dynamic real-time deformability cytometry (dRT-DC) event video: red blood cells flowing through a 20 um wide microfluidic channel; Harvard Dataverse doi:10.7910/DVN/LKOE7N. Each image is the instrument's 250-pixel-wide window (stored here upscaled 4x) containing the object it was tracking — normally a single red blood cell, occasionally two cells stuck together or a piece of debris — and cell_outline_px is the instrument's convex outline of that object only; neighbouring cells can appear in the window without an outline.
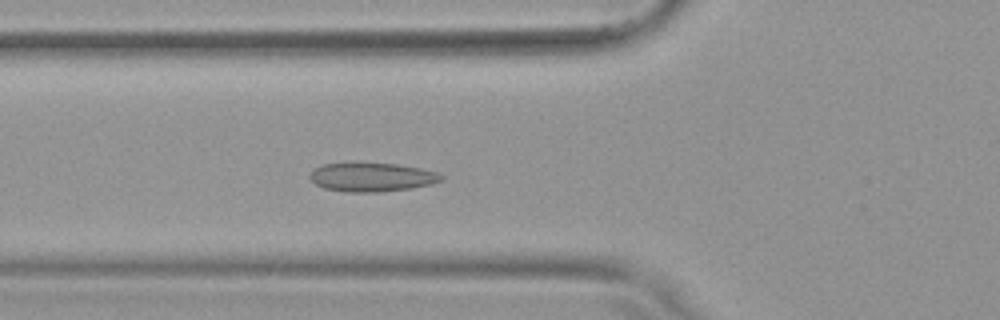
{"species": "common noctule bat (a hibernating species)", "species_latin": "Nyctalus noctula", "temperature_condition": "warm", "stored_images_in_passage": 47, "camera_frame_rate_fps": 3000, "um_per_image_px": 0.085, "animal": {"sex": "female", "body_mass_g": 19.9}, "frame": {"image": 1, "passage_image": 12, "time_ms": 3.667, "image_size_px": [1000, 320], "cell_outline_px": [[444, 180], [432, 184], [412, 188], [380, 192], [348, 192], [324, 188], [316, 184], [308, 176], [316, 168], [324, 164], [348, 160], [360, 160], [396, 164], [420, 168], [436, 172], [444, 176]], "centroid_in_image_um": [31.59, 15.01], "position_along_channel_um": 94.2, "area_um2": 22.95}}
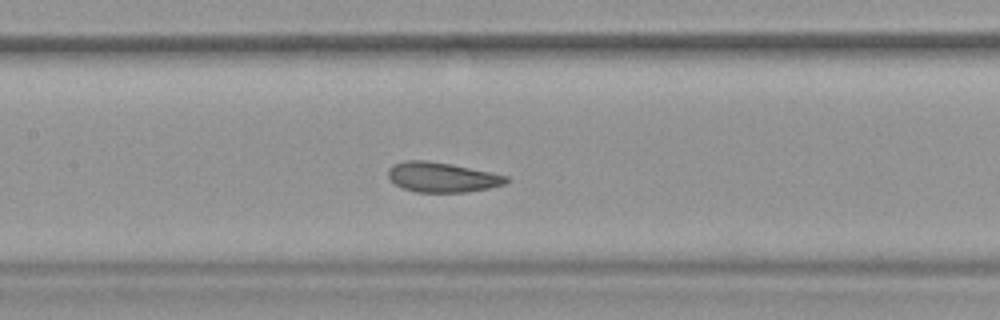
{"frame": {"image": 2, "passage_image": 18, "time_ms": 5.667, "image_size_px": [1000, 320], "cell_outline_px": [[512, 180], [504, 184], [488, 188], [464, 192], [416, 192], [404, 188], [396, 184], [388, 176], [388, 168], [392, 164], [404, 160], [428, 160], [452, 164], [508, 176]], "centroid_in_image_um": [37.57, 15.05], "position_along_channel_um": 169.8, "area_um2": 20.58}}
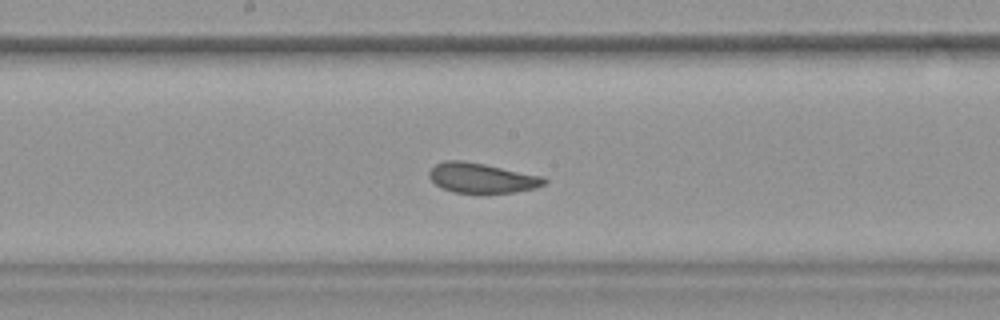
{"frame": {"image": 3, "passage_image": 21, "time_ms": 6.667, "image_size_px": [1000, 320], "cell_outline_px": [[548, 180], [544, 184], [536, 188], [516, 192], [484, 196], [452, 192], [440, 188], [428, 176], [428, 172], [436, 164], [444, 160], [464, 160], [544, 176]], "centroid_in_image_um": [40.96, 15.17], "position_along_channel_um": 207.2, "area_um2": 20.98}, "authors_computed_cell_mechanics": {"area_um2": 21.5594, "velocity_mm_per_s": 3.7758, "shape_relaxation_time_tau1_ms": 3.7873, "shape_relaxation_time_tau2_ms": 1.5187, "deformation_change_tau1": 0.0755, "deformation_change_tau2": 0.061}}